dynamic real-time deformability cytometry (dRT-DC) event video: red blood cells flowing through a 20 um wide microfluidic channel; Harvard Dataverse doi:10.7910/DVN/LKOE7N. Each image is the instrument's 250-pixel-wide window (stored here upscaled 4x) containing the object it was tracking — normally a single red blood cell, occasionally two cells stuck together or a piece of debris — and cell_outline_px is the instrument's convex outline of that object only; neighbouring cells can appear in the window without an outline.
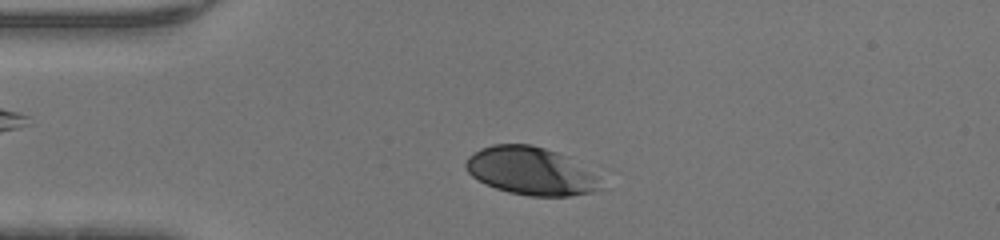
{"species": "human", "species_latin": "Homo sapiens", "temperature_condition": "warm", "stored_images_in_passage": 36, "camera_frame_rate_fps": 3000, "um_per_image_px": 0.085, "donor": {"sex": "male"}, "frame": {"image": 1, "passage_image": 6, "time_ms": 1.667, "image_size_px": [1000, 240], "cell_outline_px": [[600, 188], [592, 192], [568, 196], [528, 196], [508, 192], [484, 184], [472, 176], [464, 168], [464, 164], [468, 156], [480, 148], [492, 144], [532, 144], [568, 156], [596, 176], [600, 184]], "centroid_in_image_um": [45.05, 14.53], "position_along_channel_um": 40.0, "area_um2": 37.57}}
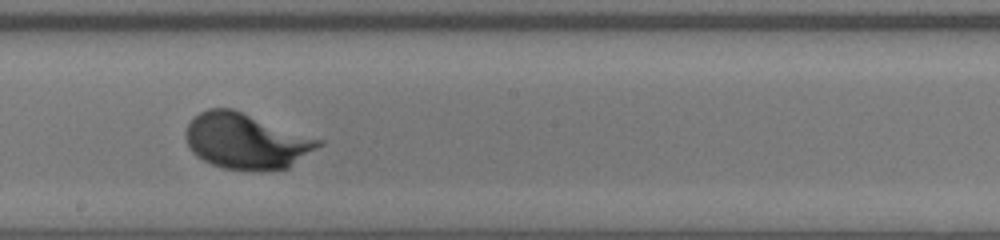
{"frame": {"image": 2, "passage_image": 21, "time_ms": 6.667, "image_size_px": [1000, 240], "cell_outline_px": [[324, 144], [288, 168], [224, 168], [212, 164], [196, 156], [192, 152], [184, 136], [188, 124], [192, 116], [208, 108], [232, 108], [324, 140]], "centroid_in_image_um": [20.92, 11.94], "position_along_channel_um": 227.3, "area_um2": 42.6}}
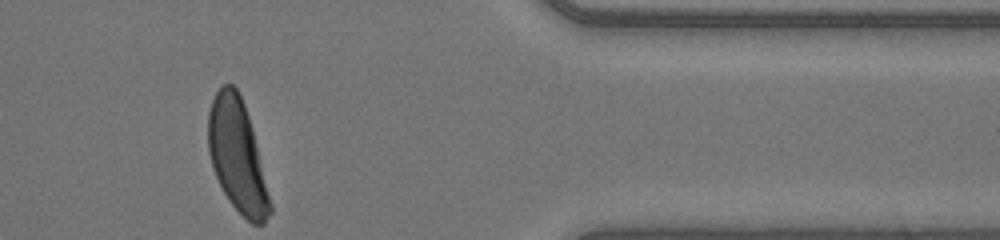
{"frame": {"image": 3, "passage_image": 34, "time_ms": 11.0, "image_size_px": [1000, 240], "cell_outline_px": [[272, 212], [264, 224], [252, 224], [228, 200], [212, 168], [208, 152], [208, 112], [212, 100], [216, 92], [224, 84], [232, 84], [236, 88], [244, 104], [252, 128], [272, 204]], "centroid_in_image_um": [20.17, 13.26], "position_along_channel_um": 391.2, "area_um2": 40.17}}